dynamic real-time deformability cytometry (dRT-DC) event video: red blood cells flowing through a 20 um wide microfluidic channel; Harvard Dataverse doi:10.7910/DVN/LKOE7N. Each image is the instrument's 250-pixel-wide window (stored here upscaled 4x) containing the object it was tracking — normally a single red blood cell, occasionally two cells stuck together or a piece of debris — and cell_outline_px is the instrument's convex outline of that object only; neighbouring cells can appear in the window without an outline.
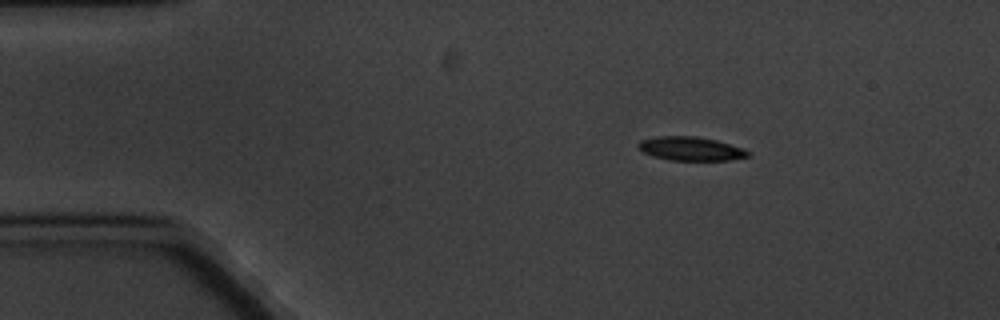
{"species": "common noctule bat (a hibernating species)", "species_latin": "Nyctalus noctula", "temperature_condition": "cold", "stored_images_in_passage": 9, "camera_frame_rate_fps": 3000, "um_per_image_px": 0.085, "animal": {"sex": "male", "body_mass_g": 20.1, "forearm_length_mm": 53.5}, "frame": {"image": 1, "passage_image": 1, "time_ms": 0.0, "image_size_px": [1000, 320], "cell_outline_px": [[748, 156], [728, 160], [668, 160], [652, 156], [636, 148], [636, 144], [640, 140], [656, 136], [696, 136], [716, 140], [740, 148], [748, 152]], "centroid_in_image_um": [58.59, 12.63], "position_along_channel_um": 26.4, "area_um2": 15.09}}
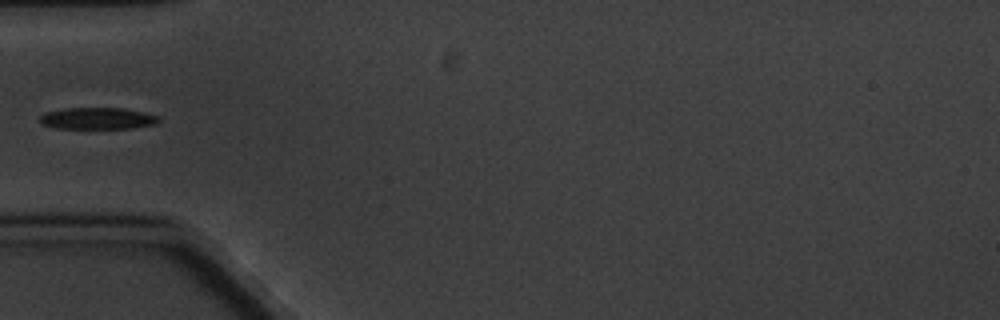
{"frame": {"image": 2, "passage_image": 4, "time_ms": 3.333, "image_size_px": [1000, 320], "cell_outline_px": [[160, 120], [156, 124], [132, 128], [56, 128], [40, 124], [40, 116], [44, 112], [68, 108], [124, 108], [144, 112], [160, 116]], "centroid_in_image_um": [8.3, 10.06], "position_along_channel_um": 76.7, "area_um2": 15.09}}
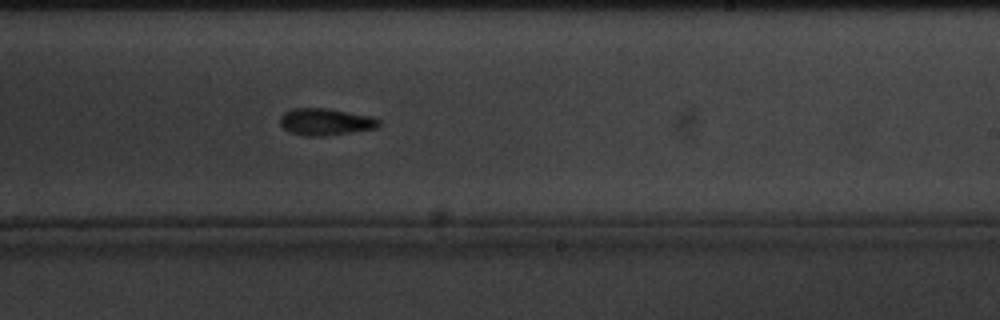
{"frame": {"image": 3, "passage_image": 9, "time_ms": 9.0, "image_size_px": [1000, 320], "cell_outline_px": [[384, 124], [376, 128], [352, 132], [324, 136], [304, 136], [288, 132], [280, 124], [280, 116], [284, 112], [292, 108], [328, 108], [372, 116], [380, 120]], "centroid_in_image_um": [27.68, 10.35], "position_along_channel_um": 261.3, "area_um2": 15.78}}